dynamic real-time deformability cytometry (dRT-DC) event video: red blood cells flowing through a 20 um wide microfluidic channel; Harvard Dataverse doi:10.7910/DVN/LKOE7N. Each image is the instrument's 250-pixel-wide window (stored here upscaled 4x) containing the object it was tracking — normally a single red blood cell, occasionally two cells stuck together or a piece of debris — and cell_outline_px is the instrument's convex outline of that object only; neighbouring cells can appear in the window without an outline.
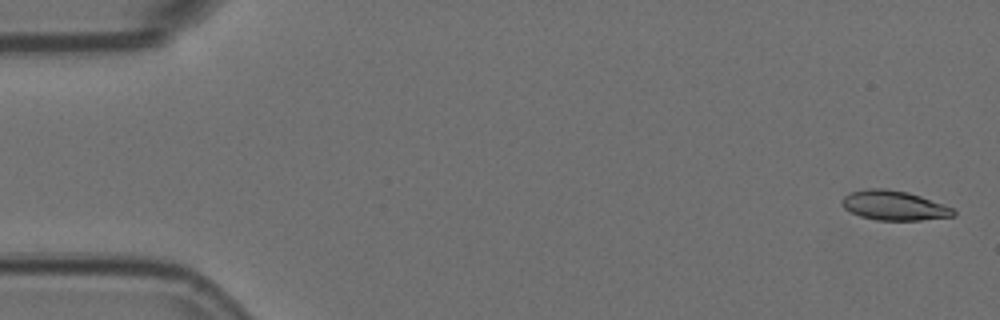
{"species": "Egyptian fruit bat (a non-hibernating species)", "species_latin": "Rousettus aegyptiacus", "temperature_condition": "room temperature", "stored_images_in_passage": 5, "camera_frame_rate_fps": 3000, "um_per_image_px": 0.085, "animal": {"sex": "female"}, "frame": {"image": 1, "passage_image": 1, "time_ms": 0.0, "image_size_px": [1000, 320], "cell_outline_px": [[956, 216], [920, 220], [876, 220], [860, 216], [844, 208], [840, 204], [840, 200], [844, 196], [852, 192], [868, 188], [884, 188], [908, 192], [920, 196], [952, 208], [956, 212]], "centroid_in_image_um": [75.96, 17.47], "position_along_channel_um": 9.0, "area_um2": 19.13}}
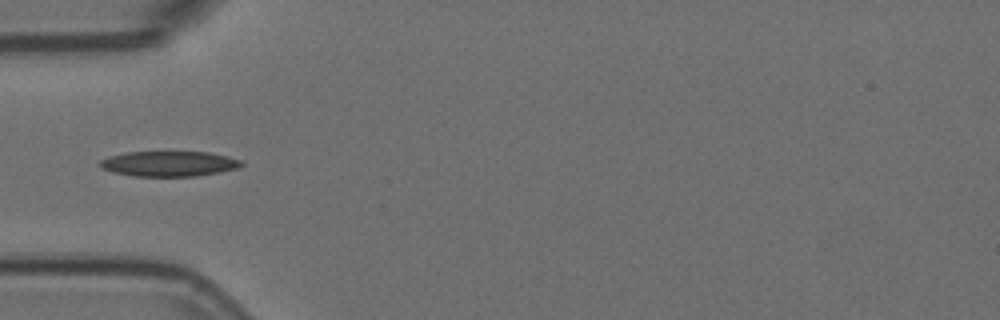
{"frame": {"image": 2, "passage_image": 5, "time_ms": 1.333, "image_size_px": [1000, 320], "cell_outline_px": [[244, 164], [236, 168], [220, 172], [196, 176], [136, 176], [112, 172], [100, 168], [96, 164], [100, 160], [108, 156], [128, 152], [208, 152], [228, 156], [240, 160]], "centroid_in_image_um": [14.31, 13.91], "position_along_channel_um": 70.7, "area_um2": 20.87}}